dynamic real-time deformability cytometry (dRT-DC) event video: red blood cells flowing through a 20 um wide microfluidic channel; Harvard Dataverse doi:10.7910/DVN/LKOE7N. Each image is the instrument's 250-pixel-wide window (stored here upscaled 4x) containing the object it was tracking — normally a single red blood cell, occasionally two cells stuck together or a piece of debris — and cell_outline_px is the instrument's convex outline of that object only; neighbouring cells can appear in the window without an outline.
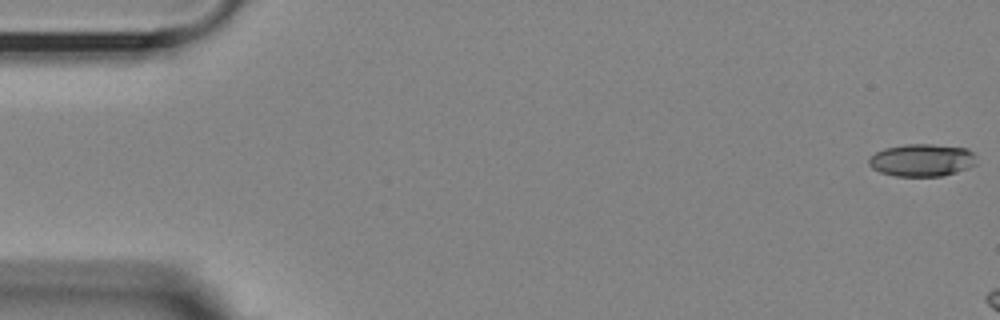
{"species": "Egyptian fruit bat (a non-hibernating species)", "species_latin": "Rousettus aegyptiacus", "temperature_condition": "room temperature", "stored_images_in_passage": 7, "camera_frame_rate_fps": 3000, "um_per_image_px": 0.085, "animal": {"sex": "female"}, "frame": {"image": 1, "passage_image": 1, "time_ms": 0.0, "image_size_px": [1000, 320], "cell_outline_px": [[976, 164], [968, 168], [956, 172], [940, 176], [896, 176], [880, 172], [872, 168], [868, 164], [868, 160], [876, 152], [884, 148], [904, 144], [932, 144], [968, 148], [976, 156]], "centroid_in_image_um": [78.37, 13.6], "position_along_channel_um": 6.6, "area_um2": 20.46}}